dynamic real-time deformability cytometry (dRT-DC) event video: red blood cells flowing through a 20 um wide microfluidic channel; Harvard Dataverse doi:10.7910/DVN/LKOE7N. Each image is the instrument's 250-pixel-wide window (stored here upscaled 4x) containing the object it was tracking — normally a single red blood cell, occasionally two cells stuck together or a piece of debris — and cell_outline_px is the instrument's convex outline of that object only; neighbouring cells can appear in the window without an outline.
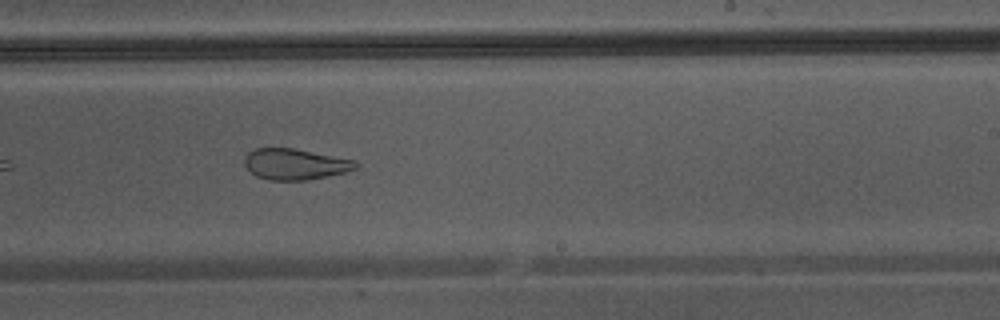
{"species": "Egyptian fruit bat (a non-hibernating species)", "species_latin": "Rousettus aegyptiacus", "temperature_condition": "warm", "stored_images_in_passage": 33, "camera_frame_rate_fps": 3000, "um_per_image_px": 0.085, "animal": {"sex": "male"}, "frame": {"image": 1, "passage_image": 15, "time_ms": 4.667, "image_size_px": [1000, 320], "cell_outline_px": [[356, 168], [344, 172], [328, 176], [308, 180], [268, 180], [256, 176], [244, 164], [244, 156], [248, 152], [256, 148], [296, 148], [352, 160], [356, 164]], "centroid_in_image_um": [25.02, 13.95], "position_along_channel_um": 264.0, "area_um2": 19.88}}
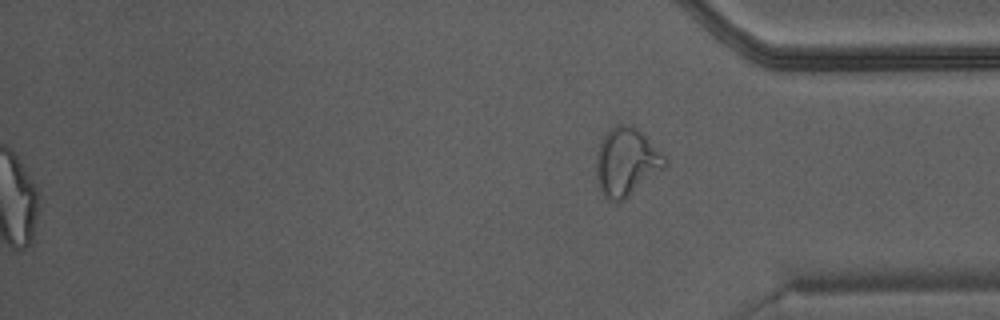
{"frame": {"image": 2, "passage_image": 33, "time_ms": 10.667, "image_size_px": [1000, 320], "cell_outline_px": [[668, 164], [664, 168], [624, 200], [608, 200], [604, 196], [596, 180], [596, 152], [608, 128], [616, 124], [628, 124], [636, 128], [668, 156]], "centroid_in_image_um": [53.25, 13.74], "position_along_channel_um": 381.9, "area_um2": 27.4}}